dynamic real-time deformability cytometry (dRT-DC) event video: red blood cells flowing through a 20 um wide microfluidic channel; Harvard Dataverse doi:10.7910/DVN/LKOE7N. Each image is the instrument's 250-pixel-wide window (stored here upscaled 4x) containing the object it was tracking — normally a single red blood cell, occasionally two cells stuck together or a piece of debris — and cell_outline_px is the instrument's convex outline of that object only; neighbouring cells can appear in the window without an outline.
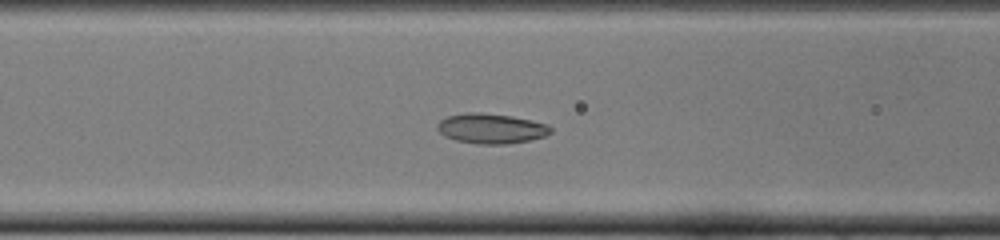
{"species": "common noctule bat (a hibernating species)", "species_latin": "Nyctalus noctula", "temperature_condition": "cold", "stored_images_in_passage": 48, "camera_frame_rate_fps": 3000, "um_per_image_px": 0.085, "animal": {"sex": "female", "body_mass_g": 22.0, "forearm_length_mm": 56.7}, "frame": {"image": 1, "passage_image": 16, "time_ms": 5.0, "image_size_px": [1000, 240], "cell_outline_px": [[552, 132], [544, 136], [528, 140], [508, 144], [476, 144], [456, 140], [444, 136], [436, 128], [436, 124], [440, 120], [448, 116], [468, 112], [480, 112], [512, 116], [532, 120], [548, 124], [552, 128]], "centroid_in_image_um": [41.74, 10.92], "position_along_channel_um": 124.9, "area_um2": 19.94}}
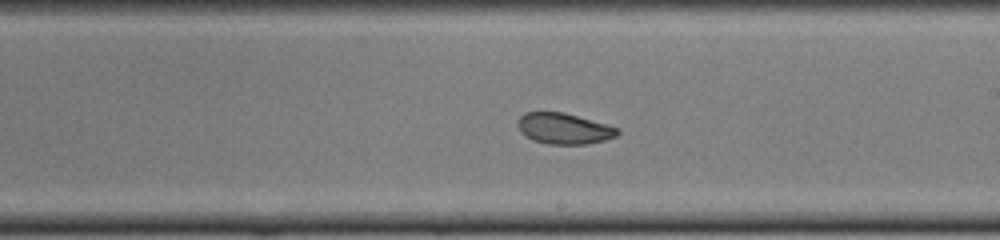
{"frame": {"image": 2, "passage_image": 25, "time_ms": 8.0, "image_size_px": [1000, 240], "cell_outline_px": [[620, 132], [616, 136], [604, 140], [588, 144], [548, 144], [532, 140], [524, 136], [520, 132], [516, 124], [516, 120], [524, 112], [564, 112], [620, 128]], "centroid_in_image_um": [47.89, 10.93], "position_along_channel_um": 241.1, "area_um2": 18.21}}
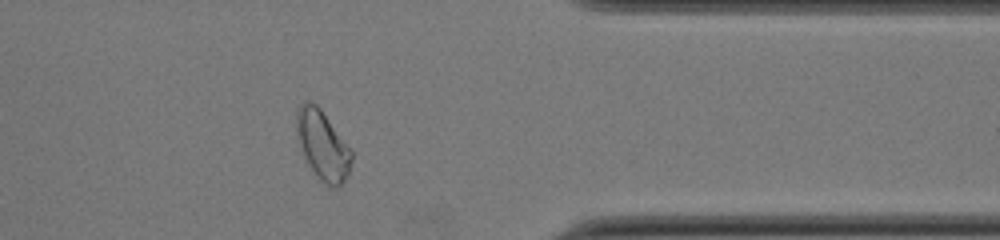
{"frame": {"image": 3, "passage_image": 37, "time_ms": 12.0, "image_size_px": [1000, 240], "cell_outline_px": [[352, 160], [348, 176], [340, 184], [332, 188], [328, 188], [316, 176], [304, 160], [296, 140], [296, 112], [300, 104], [304, 100], [308, 100], [316, 104], [320, 108], [352, 152]], "centroid_in_image_um": [27.37, 12.36], "position_along_channel_um": 384.0, "area_um2": 22.48}, "authors_computed_cell_mechanics": {"area_um2": 20.4323, "velocity_mm_per_s": 3.8987, "shape_relaxation_time_tau1_ms": 4.8515, "shape_relaxation_time_tau2_ms": 2.4717, "deformation_change_tau1": 0.1298, "deformation_change_tau2": 0.0704}}